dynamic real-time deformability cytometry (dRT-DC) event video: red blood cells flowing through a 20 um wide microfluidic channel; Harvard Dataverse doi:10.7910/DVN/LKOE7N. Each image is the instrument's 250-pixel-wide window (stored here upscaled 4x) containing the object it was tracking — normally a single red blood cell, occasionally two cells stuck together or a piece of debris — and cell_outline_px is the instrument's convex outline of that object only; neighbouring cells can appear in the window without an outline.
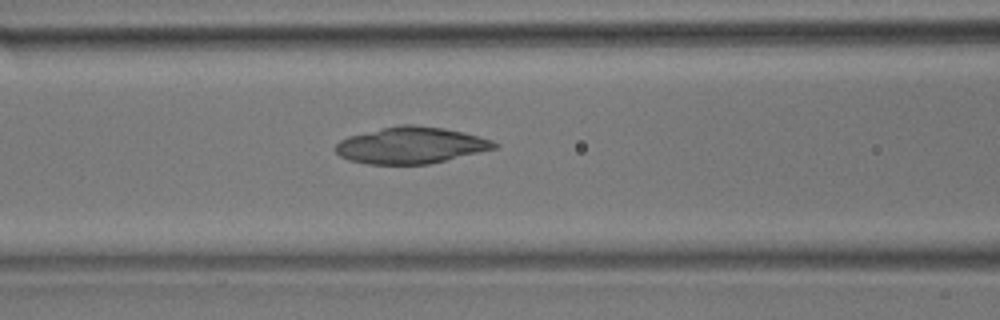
{"species": "common noctule bat (a hibernating species)", "species_latin": "Nyctalus noctula", "temperature_condition": "room temperature", "stored_images_in_passage": 40, "camera_frame_rate_fps": 3000, "um_per_image_px": 0.085, "animal": {"sex": "male", "body_mass_g": 17.9}, "frame": {"image": 1, "passage_image": 11, "time_ms": 3.333, "image_size_px": [1000, 320], "cell_outline_px": [[500, 144], [496, 148], [428, 164], [368, 164], [348, 160], [340, 156], [336, 152], [336, 144], [340, 140], [348, 136], [400, 124], [412, 124], [444, 128], [464, 132], [492, 140]], "centroid_in_image_um": [34.92, 12.34], "position_along_channel_um": 131.7, "area_um2": 33.64}}
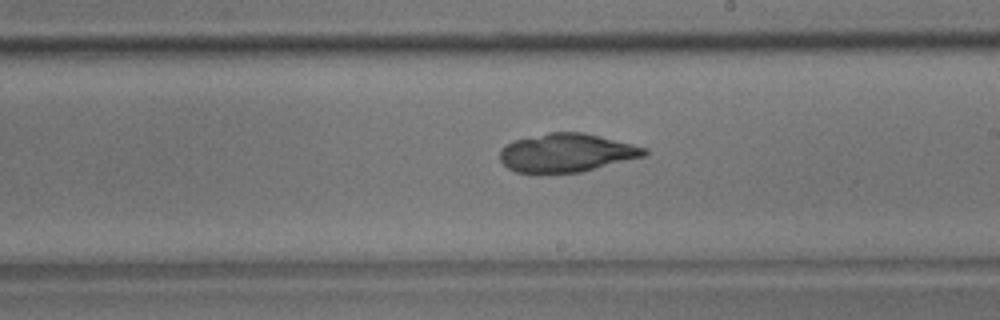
{"frame": {"image": 2, "passage_image": 19, "time_ms": 6.0, "image_size_px": [1000, 320], "cell_outline_px": [[648, 156], [580, 172], [516, 172], [508, 168], [500, 160], [500, 152], [512, 140], [548, 132], [580, 132], [648, 148]], "centroid_in_image_um": [48.19, 12.98], "position_along_channel_um": 240.8, "area_um2": 32.08}}
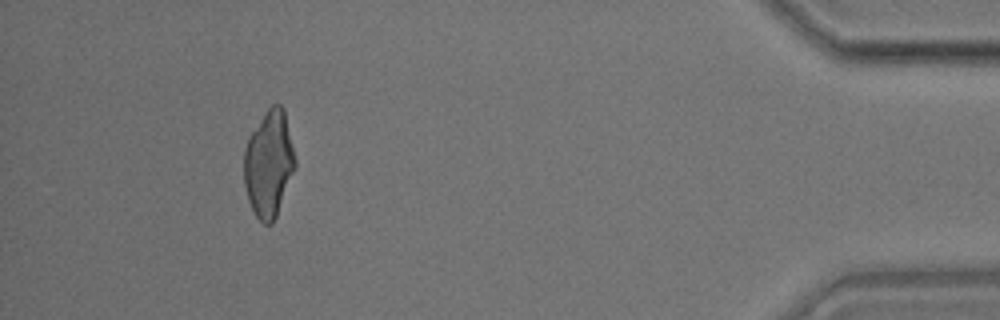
{"frame": {"image": 3, "passage_image": 36, "time_ms": 11.667, "image_size_px": [1000, 320], "cell_outline_px": [[296, 168], [276, 216], [272, 224], [264, 224], [256, 216], [248, 200], [244, 184], [244, 148], [248, 136], [264, 112], [272, 104], [280, 104], [284, 108], [296, 160]], "centroid_in_image_um": [22.85, 13.9], "position_along_channel_um": 412.4, "area_um2": 31.96}}